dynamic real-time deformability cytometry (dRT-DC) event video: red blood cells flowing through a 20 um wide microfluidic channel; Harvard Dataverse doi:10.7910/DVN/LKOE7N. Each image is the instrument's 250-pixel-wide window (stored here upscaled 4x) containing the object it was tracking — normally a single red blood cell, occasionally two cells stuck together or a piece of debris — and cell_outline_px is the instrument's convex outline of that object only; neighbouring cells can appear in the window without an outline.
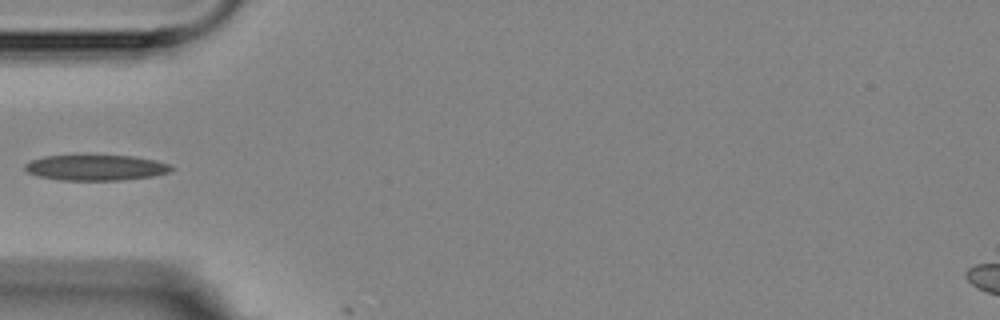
{"species": "Egyptian fruit bat (a non-hibernating species)", "species_latin": "Rousettus aegyptiacus", "temperature_condition": "room temperature", "stored_images_in_passage": 4, "camera_frame_rate_fps": 3000, "um_per_image_px": 0.085, "animal": {"sex": "female"}, "frame": {"image": 1, "passage_image": 2, "time_ms": 1.333, "image_size_px": [1000, 320], "cell_outline_px": [[176, 168], [168, 172], [152, 176], [120, 180], [60, 180], [36, 176], [28, 172], [24, 168], [24, 164], [32, 160], [44, 156], [132, 156], [172, 164]], "centroid_in_image_um": [8.14, 14.26], "position_along_channel_um": 76.9, "area_um2": 21.68}}
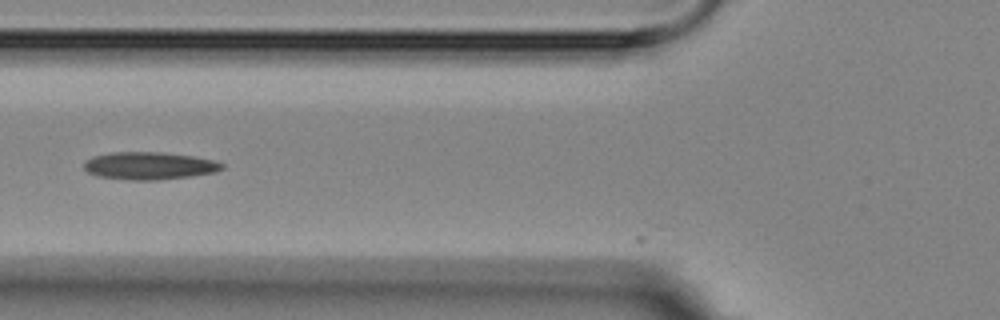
{"frame": {"image": 2, "passage_image": 3, "time_ms": 2.333, "image_size_px": [1000, 320], "cell_outline_px": [[224, 168], [216, 172], [192, 176], [156, 180], [128, 180], [100, 176], [88, 172], [84, 168], [84, 160], [92, 156], [112, 152], [160, 152], [192, 156], [212, 160], [224, 164]], "centroid_in_image_um": [12.68, 14.09], "position_along_channel_um": 113.1, "area_um2": 22.14}}